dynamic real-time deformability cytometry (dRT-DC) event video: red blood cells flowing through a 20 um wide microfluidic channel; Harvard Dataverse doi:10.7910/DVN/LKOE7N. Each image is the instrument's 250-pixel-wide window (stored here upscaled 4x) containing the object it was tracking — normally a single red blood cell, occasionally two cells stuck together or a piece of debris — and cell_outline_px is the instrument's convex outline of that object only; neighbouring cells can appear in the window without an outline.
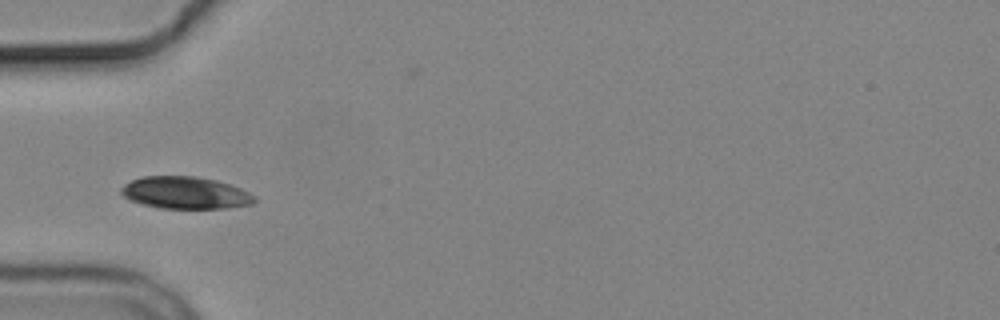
{"species": "common noctule bat (a hibernating species)", "species_latin": "Nyctalus noctula", "temperature_condition": "cold", "stored_images_in_passage": 5, "camera_frame_rate_fps": 3000, "um_per_image_px": 0.085, "animal": {"sex": "male", "body_mass_g": 19.2, "forearm_length_mm": 51.8}, "frame": {"image": 1, "passage_image": 1, "time_ms": 0.0, "image_size_px": [1000, 320], "cell_outline_px": [[256, 200], [252, 204], [228, 208], [160, 208], [140, 204], [128, 200], [120, 192], [120, 188], [124, 184], [132, 180], [144, 176], [196, 176], [216, 180], [240, 188], [248, 192]], "centroid_in_image_um": [15.7, 16.39], "position_along_channel_um": 69.3, "area_um2": 24.97}}
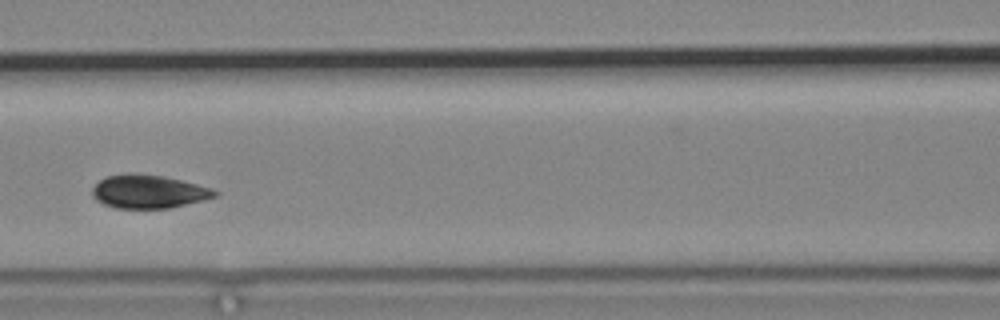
{"frame": {"image": 2, "passage_image": 3, "time_ms": 2.333, "image_size_px": [1000, 320], "cell_outline_px": [[220, 192], [216, 196], [204, 200], [168, 208], [116, 208], [104, 204], [96, 200], [92, 196], [92, 188], [104, 176], [132, 172], [164, 176], [212, 188]], "centroid_in_image_um": [12.61, 16.27], "position_along_channel_um": 154.0, "area_um2": 23.93}}
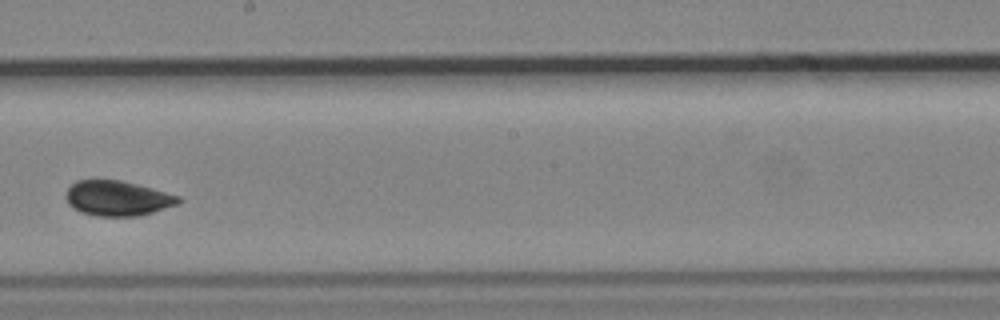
{"frame": {"image": 3, "passage_image": 5, "time_ms": 4.667, "image_size_px": [1000, 320], "cell_outline_px": [[184, 200], [180, 204], [140, 216], [96, 216], [80, 212], [72, 208], [68, 204], [68, 188], [76, 180], [120, 180], [152, 188], [180, 196]], "centroid_in_image_um": [10.04, 16.87], "position_along_channel_um": 238.2, "area_um2": 23.06}}